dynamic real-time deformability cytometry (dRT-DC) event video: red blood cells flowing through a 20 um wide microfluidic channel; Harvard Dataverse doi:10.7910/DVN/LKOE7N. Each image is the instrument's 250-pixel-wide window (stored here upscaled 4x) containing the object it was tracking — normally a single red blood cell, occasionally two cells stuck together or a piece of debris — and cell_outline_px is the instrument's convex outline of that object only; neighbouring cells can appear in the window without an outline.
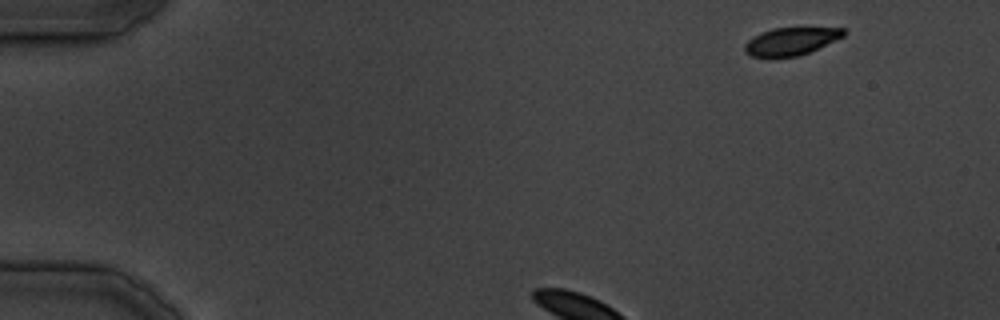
{"species": "common noctule bat (a hibernating species)", "species_latin": "Nyctalus noctula", "temperature_condition": "cold", "stored_images_in_passage": 11, "camera_frame_rate_fps": 3000, "um_per_image_px": 0.085, "animal": {"sex": "male", "body_mass_g": 19.5, "forearm_length_mm": 54.6}, "frame": {"image": 1, "passage_image": 1, "time_ms": 0.0, "image_size_px": [1000, 320], "cell_outline_px": [[844, 36], [800, 56], [768, 60], [752, 56], [744, 52], [744, 44], [752, 36], [760, 32], [772, 28], [844, 28]], "centroid_in_image_um": [67.13, 3.56], "position_along_channel_um": 17.9, "area_um2": 16.42}}
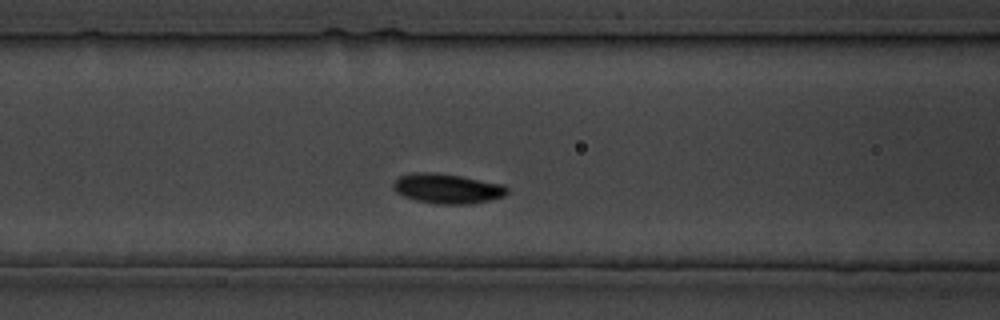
{"frame": {"image": 2, "passage_image": 10, "time_ms": 10.667, "image_size_px": [1000, 320], "cell_outline_px": [[508, 192], [504, 196], [488, 200], [468, 204], [436, 204], [416, 200], [404, 196], [396, 192], [392, 188], [392, 184], [400, 176], [412, 172], [436, 172], [460, 176], [504, 184], [508, 188]], "centroid_in_image_um": [38.0, 16.02], "position_along_channel_um": 128.6, "area_um2": 19.83}}